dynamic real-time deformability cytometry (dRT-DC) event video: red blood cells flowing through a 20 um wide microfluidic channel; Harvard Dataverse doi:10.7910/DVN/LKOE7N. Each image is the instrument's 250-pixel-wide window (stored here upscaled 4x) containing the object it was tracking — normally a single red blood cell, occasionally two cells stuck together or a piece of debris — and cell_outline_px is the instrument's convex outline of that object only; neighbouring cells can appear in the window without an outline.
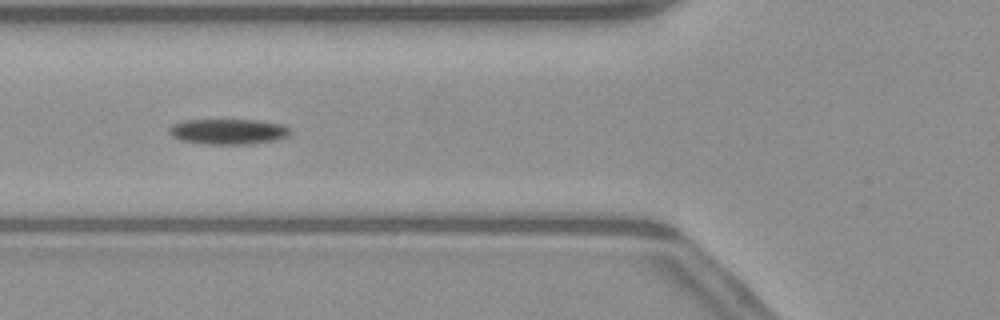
{"species": "common noctule bat (a hibernating species)", "species_latin": "Nyctalus noctula", "temperature_condition": "warm", "stored_images_in_passage": 40, "camera_frame_rate_fps": 3000, "um_per_image_px": 0.085, "animal": {"sex": "male", "body_mass_g": 23.1, "forearm_length_mm": 52.7}, "frame": {"image": 1, "passage_image": 20, "time_ms": 6.333, "image_size_px": [1000, 320], "cell_outline_px": [[292, 132], [288, 136], [280, 140], [252, 144], [204, 144], [180, 140], [172, 136], [168, 132], [168, 128], [172, 124], [184, 120], [256, 120], [284, 124], [292, 128]], "centroid_in_image_um": [19.46, 11.19], "position_along_channel_um": 106.3, "area_um2": 18.38}}
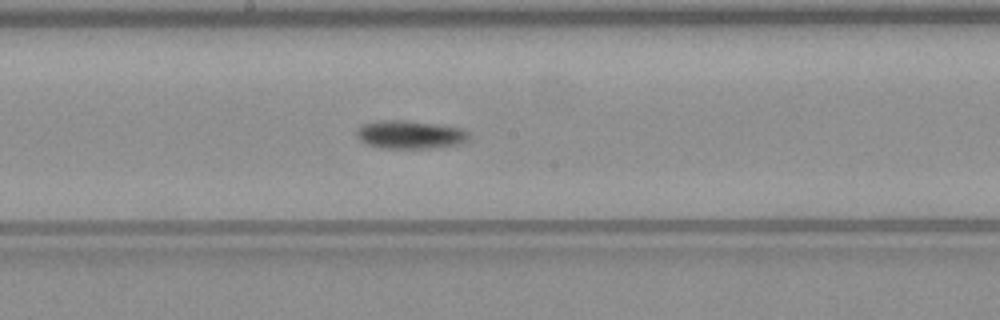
{"frame": {"image": 2, "passage_image": 28, "time_ms": 9.0, "image_size_px": [1000, 320], "cell_outline_px": [[468, 140], [460, 144], [428, 148], [388, 148], [368, 144], [360, 140], [356, 136], [356, 128], [364, 124], [380, 120], [408, 120], [464, 128], [468, 132]], "centroid_in_image_um": [34.86, 11.43], "position_along_channel_um": 213.3, "area_um2": 18.44}}
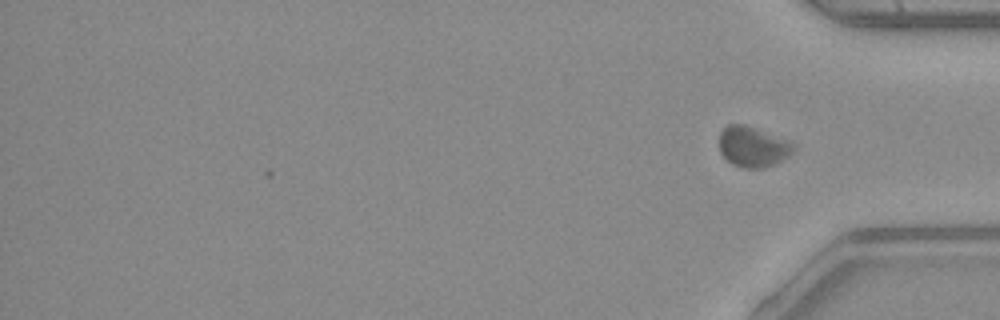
{"frame": {"image": 3, "passage_image": 40, "time_ms": 13.0, "image_size_px": [1000, 320], "cell_outline_px": [[800, 144], [788, 156], [776, 164], [764, 168], [744, 168], [732, 164], [720, 152], [720, 132], [728, 124], [744, 124], [792, 140]], "centroid_in_image_um": [64.07, 12.46], "position_along_channel_um": 371.1, "area_um2": 17.92}, "authors_computed_cell_mechanics": {"area_um2": 17.8024, "velocity_mm_per_s": 4.0089, "shape_relaxation_time_tau1_ms": 4.6837, "shape_relaxation_time_tau2_ms": 11.3148, "deformation_change_tau1": 0.1233, "deformation_change_tau2": 0.1121}}